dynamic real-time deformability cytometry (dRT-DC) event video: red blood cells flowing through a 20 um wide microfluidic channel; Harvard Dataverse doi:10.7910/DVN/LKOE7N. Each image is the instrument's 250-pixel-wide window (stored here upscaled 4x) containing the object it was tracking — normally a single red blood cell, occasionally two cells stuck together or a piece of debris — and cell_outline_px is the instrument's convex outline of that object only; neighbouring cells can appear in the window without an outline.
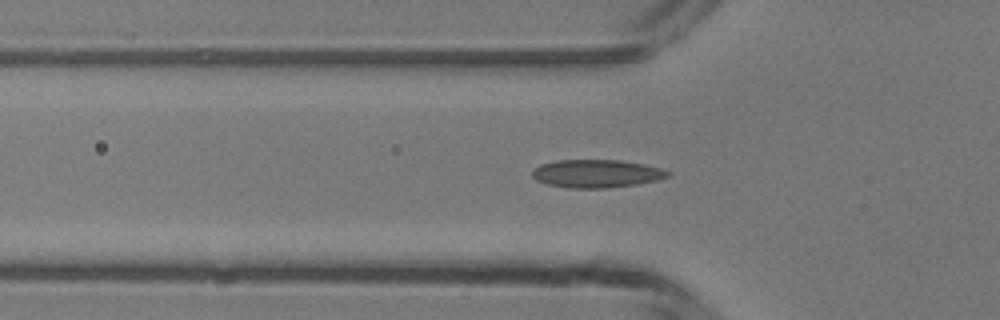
{"species": "common noctule bat (a hibernating species)", "species_latin": "Nyctalus noctula", "temperature_condition": "room temperature", "stored_images_in_passage": 37, "camera_frame_rate_fps": 3000, "um_per_image_px": 0.085, "animal": {"sex": "male", "body_mass_g": 13.3}, "frame": {"image": 1, "passage_image": 4, "time_ms": 1.0, "image_size_px": [1000, 320], "cell_outline_px": [[672, 172], [668, 176], [656, 180], [636, 184], [608, 188], [572, 188], [548, 184], [536, 180], [532, 176], [532, 172], [540, 164], [556, 160], [620, 160], [644, 164], [660, 168]], "centroid_in_image_um": [50.7, 14.75], "position_along_channel_um": 75.1, "area_um2": 22.02}}
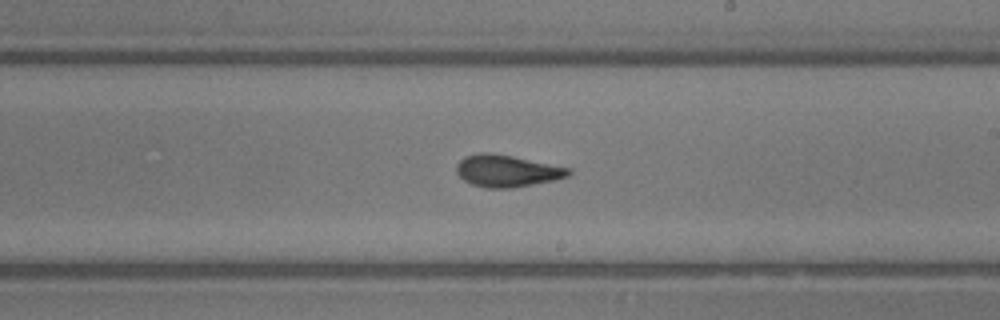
{"frame": {"image": 2, "passage_image": 16, "time_ms": 5.0, "image_size_px": [1000, 320], "cell_outline_px": [[572, 172], [568, 176], [552, 180], [512, 188], [484, 188], [472, 184], [464, 180], [456, 172], [456, 164], [464, 156], [480, 152], [488, 152], [512, 156], [572, 168]], "centroid_in_image_um": [43.07, 14.52], "position_along_channel_um": 245.9, "area_um2": 20.87}}
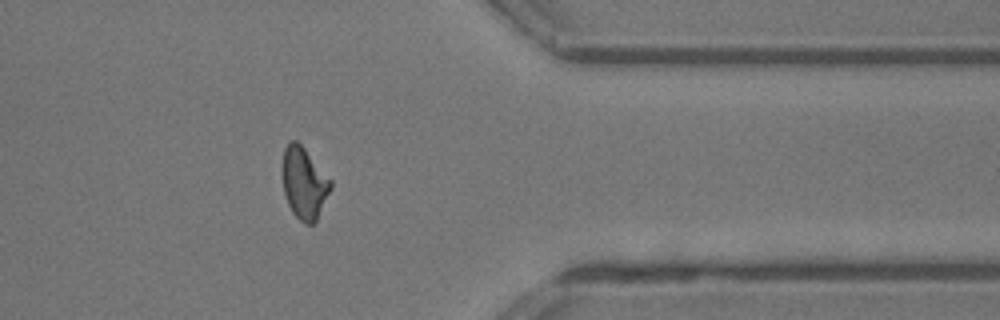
{"frame": {"image": 3, "passage_image": 27, "time_ms": 8.667, "image_size_px": [1000, 320], "cell_outline_px": [[332, 188], [316, 220], [312, 224], [304, 224], [292, 212], [288, 204], [284, 192], [280, 168], [280, 164], [284, 148], [292, 140], [296, 140], [304, 148], [332, 180]], "centroid_in_image_um": [25.82, 15.54], "position_along_channel_um": 385.6, "area_um2": 20.4}, "authors_computed_cell_mechanics": {"area_um2": 20.23, "velocity_mm_per_s": 4.2381, "shape_relaxation_time_tau1_ms": 9.3662, "shape_relaxation_time_tau2_ms": 1.5085, "deformation_change_tau1": 0.2478, "deformation_change_tau2": 0.0752}}